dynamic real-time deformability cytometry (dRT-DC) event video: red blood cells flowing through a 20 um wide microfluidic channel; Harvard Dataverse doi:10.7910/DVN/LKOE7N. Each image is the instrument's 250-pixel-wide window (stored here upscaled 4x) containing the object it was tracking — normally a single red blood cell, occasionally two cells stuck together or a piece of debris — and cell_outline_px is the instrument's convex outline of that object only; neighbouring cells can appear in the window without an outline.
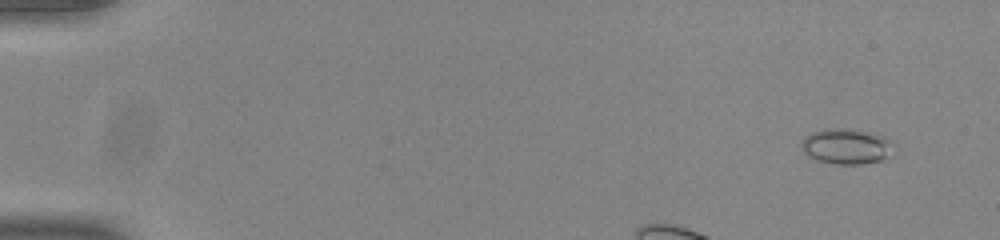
{"species": "common noctule bat (a hibernating species)", "species_latin": "Nyctalus noctula", "temperature_condition": "room temperature", "stored_images_in_passage": 41, "camera_frame_rate_fps": 3000, "um_per_image_px": 0.085, "animal": {"sex": "male", "body_mass_g": 20.0, "forearm_length_mm": 53.3}, "frame": {"image": 1, "passage_image": 1, "time_ms": 0.0, "image_size_px": [1000, 240], "cell_outline_px": [[888, 140], [884, 156], [880, 160], [860, 164], [836, 164], [820, 160], [808, 156], [804, 152], [804, 136], [812, 132], [824, 128], [852, 128], [876, 132], [884, 136]], "centroid_in_image_um": [71.85, 12.39], "position_along_channel_um": 13.1, "area_um2": 18.38}}
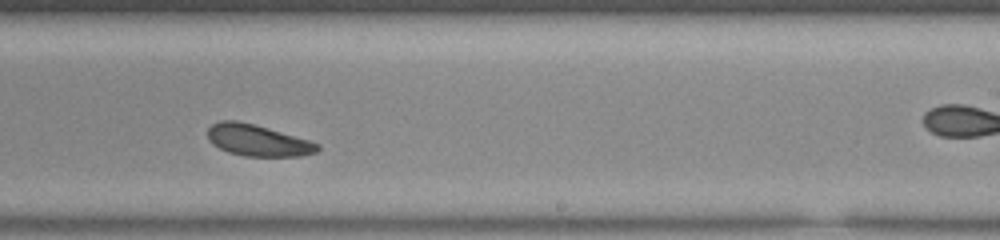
{"frame": {"image": 2, "passage_image": 27, "time_ms": 8.667, "image_size_px": [1000, 240], "cell_outline_px": [[320, 148], [316, 152], [300, 156], [244, 156], [228, 152], [212, 144], [208, 140], [208, 128], [212, 124], [220, 120], [236, 120], [252, 124], [308, 140], [320, 144]], "centroid_in_image_um": [21.87, 11.94], "position_along_channel_um": 267.1, "area_um2": 19.88}}
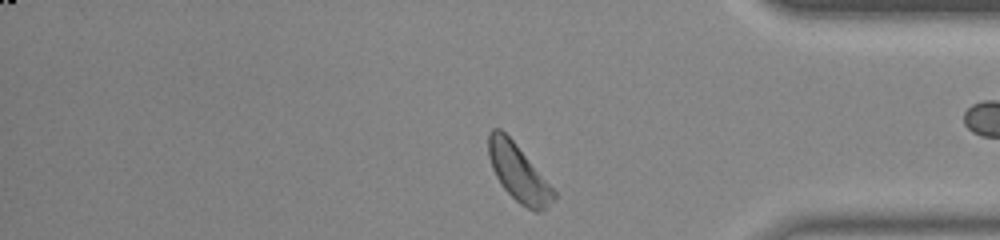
{"frame": {"image": 3, "passage_image": 38, "time_ms": 12.333, "image_size_px": [1000, 240], "cell_outline_px": [[556, 196], [548, 208], [536, 212], [520, 204], [500, 184], [492, 168], [488, 156], [488, 132], [492, 128], [500, 128], [516, 144], [556, 192]], "centroid_in_image_um": [44.05, 14.69], "position_along_channel_um": 391.2, "area_um2": 21.39}, "authors_computed_cell_mechanics": {"area_um2": 20.1144, "velocity_mm_per_s": 3.8088, "shape_relaxation_time_tau1_ms": 2.6825, "shape_relaxation_time_tau2_ms": null, "deformation_change_tau1": 0.0606, "deformation_change_tau2": null}}